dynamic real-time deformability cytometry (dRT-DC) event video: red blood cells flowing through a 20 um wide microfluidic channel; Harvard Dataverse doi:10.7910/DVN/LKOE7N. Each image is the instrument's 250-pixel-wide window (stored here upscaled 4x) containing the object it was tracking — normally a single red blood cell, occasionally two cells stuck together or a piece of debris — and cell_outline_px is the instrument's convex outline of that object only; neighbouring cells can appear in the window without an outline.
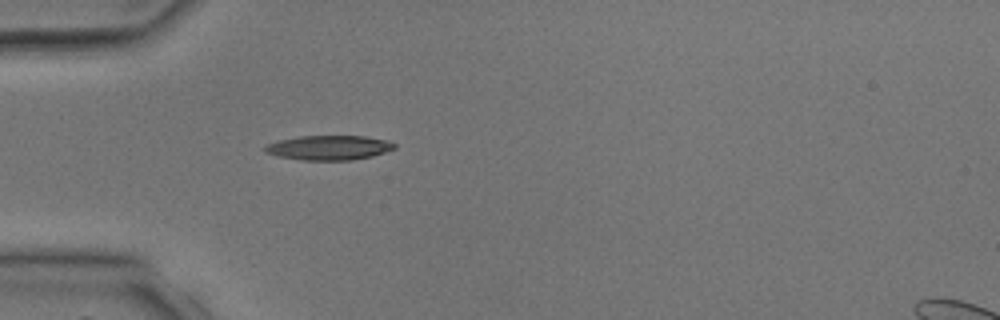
{"species": "common noctule bat (a hibernating species)", "species_latin": "Nyctalus noctula", "temperature_condition": "room temperature", "stored_images_in_passage": 4, "camera_frame_rate_fps": 3000, "um_per_image_px": 0.085, "animal": {"sex": "male", "body_mass_g": 17.9, "forearm_length_mm": 54.2}, "frame": {"image": 1, "passage_image": 4, "time_ms": 3.667, "image_size_px": [1000, 320], "cell_outline_px": [[396, 148], [372, 156], [352, 160], [304, 160], [280, 156], [264, 152], [264, 148], [268, 144], [280, 140], [300, 136], [364, 136], [388, 140], [396, 144]], "centroid_in_image_um": [28.0, 12.55], "position_along_channel_um": 57.0, "area_um2": 18.38}}